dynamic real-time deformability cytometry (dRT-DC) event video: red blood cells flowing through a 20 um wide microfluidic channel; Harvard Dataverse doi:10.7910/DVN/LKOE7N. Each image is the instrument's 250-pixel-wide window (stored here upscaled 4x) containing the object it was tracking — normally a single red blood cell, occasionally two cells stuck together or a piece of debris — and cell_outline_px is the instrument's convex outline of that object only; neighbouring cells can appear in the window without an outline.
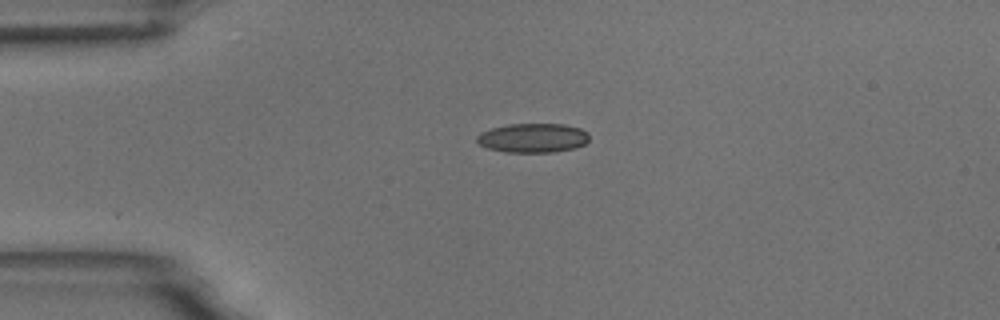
{"species": "common noctule bat (a hibernating species)", "species_latin": "Nyctalus noctula", "temperature_condition": "room temperature", "stored_images_in_passage": 4, "camera_frame_rate_fps": 3000, "um_per_image_px": 0.085, "animal": {"sex": "male", "body_mass_g": 18.8}, "frame": {"image": 1, "passage_image": 4, "time_ms": 4.333, "image_size_px": [1000, 320], "cell_outline_px": [[588, 140], [584, 144], [576, 148], [556, 152], [504, 152], [488, 148], [480, 144], [476, 140], [476, 136], [480, 132], [492, 128], [508, 124], [564, 124], [580, 128], [588, 132]], "centroid_in_image_um": [45.3, 11.72], "position_along_channel_um": 39.7, "area_um2": 19.25}}